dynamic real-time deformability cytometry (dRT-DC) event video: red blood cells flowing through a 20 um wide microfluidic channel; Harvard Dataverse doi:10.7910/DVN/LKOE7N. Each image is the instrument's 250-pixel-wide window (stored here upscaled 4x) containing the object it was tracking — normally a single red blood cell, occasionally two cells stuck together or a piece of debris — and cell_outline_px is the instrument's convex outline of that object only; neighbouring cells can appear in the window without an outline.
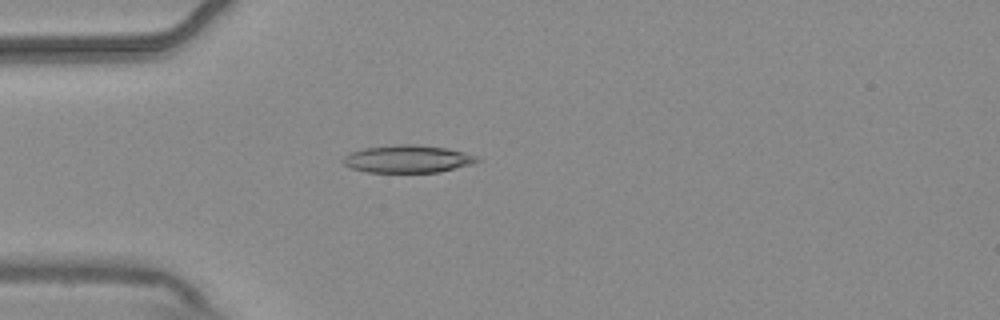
{"species": "common noctule bat (a hibernating species)", "species_latin": "Nyctalus noctula", "temperature_condition": "warm", "stored_images_in_passage": 5, "camera_frame_rate_fps": 3000, "um_per_image_px": 0.085, "animal": {"sex": "male", "body_mass_g": 20.4}, "frame": {"image": 1, "passage_image": 4, "time_ms": 1.0, "image_size_px": [1000, 320], "cell_outline_px": [[480, 160], [472, 164], [440, 172], [368, 172], [352, 168], [344, 164], [340, 160], [348, 152], [364, 148], [400, 144], [416, 144], [444, 148], [464, 152], [476, 156]], "centroid_in_image_um": [34.62, 13.51], "position_along_channel_um": 50.4, "area_um2": 21.5}}